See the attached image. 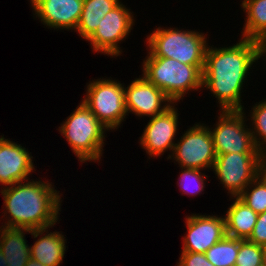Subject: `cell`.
I'll return each mask as SVG.
<instances>
[{"mask_svg":"<svg viewBox=\"0 0 266 266\" xmlns=\"http://www.w3.org/2000/svg\"><path fill=\"white\" fill-rule=\"evenodd\" d=\"M258 63L257 41L240 38L227 47L208 46L202 73V88L209 90L221 111L245 110L242 92L253 64Z\"/></svg>","mask_w":266,"mask_h":266,"instance_id":"obj_1","label":"cell"},{"mask_svg":"<svg viewBox=\"0 0 266 266\" xmlns=\"http://www.w3.org/2000/svg\"><path fill=\"white\" fill-rule=\"evenodd\" d=\"M41 179H28L0 190L4 201L1 219L5 218L2 226L34 230L53 228L60 221L62 192L48 179Z\"/></svg>","mask_w":266,"mask_h":266,"instance_id":"obj_2","label":"cell"},{"mask_svg":"<svg viewBox=\"0 0 266 266\" xmlns=\"http://www.w3.org/2000/svg\"><path fill=\"white\" fill-rule=\"evenodd\" d=\"M166 28L159 26L147 35L146 57L172 58L187 65H194L203 73L209 46L206 33L204 35L195 29Z\"/></svg>","mask_w":266,"mask_h":266,"instance_id":"obj_3","label":"cell"},{"mask_svg":"<svg viewBox=\"0 0 266 266\" xmlns=\"http://www.w3.org/2000/svg\"><path fill=\"white\" fill-rule=\"evenodd\" d=\"M57 129L67 140L72 152L80 163L100 162L105 145V131H109L95 117L91 110L80 102L75 110Z\"/></svg>","mask_w":266,"mask_h":266,"instance_id":"obj_4","label":"cell"},{"mask_svg":"<svg viewBox=\"0 0 266 266\" xmlns=\"http://www.w3.org/2000/svg\"><path fill=\"white\" fill-rule=\"evenodd\" d=\"M142 75L173 102H180L189 91L202 89V72L172 58L145 57ZM201 88V89H200Z\"/></svg>","mask_w":266,"mask_h":266,"instance_id":"obj_5","label":"cell"},{"mask_svg":"<svg viewBox=\"0 0 266 266\" xmlns=\"http://www.w3.org/2000/svg\"><path fill=\"white\" fill-rule=\"evenodd\" d=\"M118 81V82H117ZM82 102L95 117L108 129L115 131L127 118L124 83L116 79L97 78L90 80Z\"/></svg>","mask_w":266,"mask_h":266,"instance_id":"obj_6","label":"cell"},{"mask_svg":"<svg viewBox=\"0 0 266 266\" xmlns=\"http://www.w3.org/2000/svg\"><path fill=\"white\" fill-rule=\"evenodd\" d=\"M218 115V121L213 124V127L208 125L217 155L261 153L254 144L250 126L248 128L246 123L248 120H246L244 110L220 111Z\"/></svg>","mask_w":266,"mask_h":266,"instance_id":"obj_7","label":"cell"},{"mask_svg":"<svg viewBox=\"0 0 266 266\" xmlns=\"http://www.w3.org/2000/svg\"><path fill=\"white\" fill-rule=\"evenodd\" d=\"M215 147L208 125L195 122L177 139L168 158L177 162L180 168L212 170L216 159Z\"/></svg>","mask_w":266,"mask_h":266,"instance_id":"obj_8","label":"cell"},{"mask_svg":"<svg viewBox=\"0 0 266 266\" xmlns=\"http://www.w3.org/2000/svg\"><path fill=\"white\" fill-rule=\"evenodd\" d=\"M134 13L120 2L99 22L98 28L86 40L92 52L101 53L111 58L121 56L120 44L129 36L135 25Z\"/></svg>","mask_w":266,"mask_h":266,"instance_id":"obj_9","label":"cell"},{"mask_svg":"<svg viewBox=\"0 0 266 266\" xmlns=\"http://www.w3.org/2000/svg\"><path fill=\"white\" fill-rule=\"evenodd\" d=\"M260 157L261 153L219 154L212 171L228 195L238 197L260 174Z\"/></svg>","mask_w":266,"mask_h":266,"instance_id":"obj_10","label":"cell"},{"mask_svg":"<svg viewBox=\"0 0 266 266\" xmlns=\"http://www.w3.org/2000/svg\"><path fill=\"white\" fill-rule=\"evenodd\" d=\"M173 103L163 113L158 114L154 117L149 118V122L145 126L142 135L139 137V145L146 151L148 158H156L163 155L166 151H170L168 154L171 156L174 145L177 140L176 134L178 132L179 113L178 109Z\"/></svg>","mask_w":266,"mask_h":266,"instance_id":"obj_11","label":"cell"},{"mask_svg":"<svg viewBox=\"0 0 266 266\" xmlns=\"http://www.w3.org/2000/svg\"><path fill=\"white\" fill-rule=\"evenodd\" d=\"M185 226L187 233L182 238L181 251L205 253L227 235L224 215L192 213L185 216Z\"/></svg>","mask_w":266,"mask_h":266,"instance_id":"obj_12","label":"cell"},{"mask_svg":"<svg viewBox=\"0 0 266 266\" xmlns=\"http://www.w3.org/2000/svg\"><path fill=\"white\" fill-rule=\"evenodd\" d=\"M125 106L127 114H134L136 117H154L163 113L173 102L165 93L150 83L143 75L135 78L126 87Z\"/></svg>","mask_w":266,"mask_h":266,"instance_id":"obj_13","label":"cell"},{"mask_svg":"<svg viewBox=\"0 0 266 266\" xmlns=\"http://www.w3.org/2000/svg\"><path fill=\"white\" fill-rule=\"evenodd\" d=\"M84 0H32L33 15L48 29L76 31Z\"/></svg>","mask_w":266,"mask_h":266,"instance_id":"obj_14","label":"cell"},{"mask_svg":"<svg viewBox=\"0 0 266 266\" xmlns=\"http://www.w3.org/2000/svg\"><path fill=\"white\" fill-rule=\"evenodd\" d=\"M33 158L28 149L1 135L0 189L30 179L31 173L36 171Z\"/></svg>","mask_w":266,"mask_h":266,"instance_id":"obj_15","label":"cell"},{"mask_svg":"<svg viewBox=\"0 0 266 266\" xmlns=\"http://www.w3.org/2000/svg\"><path fill=\"white\" fill-rule=\"evenodd\" d=\"M50 228L31 230L32 238L39 239L34 245H30V256L45 266H60L64 260L67 239L61 231L55 230L49 233Z\"/></svg>","mask_w":266,"mask_h":266,"instance_id":"obj_16","label":"cell"},{"mask_svg":"<svg viewBox=\"0 0 266 266\" xmlns=\"http://www.w3.org/2000/svg\"><path fill=\"white\" fill-rule=\"evenodd\" d=\"M27 233L31 234V230L0 226V249L8 266H25L31 258L30 246L25 239Z\"/></svg>","mask_w":266,"mask_h":266,"instance_id":"obj_17","label":"cell"},{"mask_svg":"<svg viewBox=\"0 0 266 266\" xmlns=\"http://www.w3.org/2000/svg\"><path fill=\"white\" fill-rule=\"evenodd\" d=\"M233 203L226 211L225 226L227 236L248 239L256 224L258 214L255 213L238 197H229Z\"/></svg>","mask_w":266,"mask_h":266,"instance_id":"obj_18","label":"cell"},{"mask_svg":"<svg viewBox=\"0 0 266 266\" xmlns=\"http://www.w3.org/2000/svg\"><path fill=\"white\" fill-rule=\"evenodd\" d=\"M120 0H84L83 10L76 31L78 35L87 40L98 28L104 16L116 7Z\"/></svg>","mask_w":266,"mask_h":266,"instance_id":"obj_19","label":"cell"},{"mask_svg":"<svg viewBox=\"0 0 266 266\" xmlns=\"http://www.w3.org/2000/svg\"><path fill=\"white\" fill-rule=\"evenodd\" d=\"M240 6L246 13L240 37L255 41L266 38V0H243Z\"/></svg>","mask_w":266,"mask_h":266,"instance_id":"obj_20","label":"cell"},{"mask_svg":"<svg viewBox=\"0 0 266 266\" xmlns=\"http://www.w3.org/2000/svg\"><path fill=\"white\" fill-rule=\"evenodd\" d=\"M239 251V239L225 236L206 252V258L214 266H235Z\"/></svg>","mask_w":266,"mask_h":266,"instance_id":"obj_21","label":"cell"},{"mask_svg":"<svg viewBox=\"0 0 266 266\" xmlns=\"http://www.w3.org/2000/svg\"><path fill=\"white\" fill-rule=\"evenodd\" d=\"M255 213L266 211V178L260 173L238 196Z\"/></svg>","mask_w":266,"mask_h":266,"instance_id":"obj_22","label":"cell"},{"mask_svg":"<svg viewBox=\"0 0 266 266\" xmlns=\"http://www.w3.org/2000/svg\"><path fill=\"white\" fill-rule=\"evenodd\" d=\"M248 116L254 144L260 152L266 151V99L254 103ZM252 125V126H251Z\"/></svg>","mask_w":266,"mask_h":266,"instance_id":"obj_23","label":"cell"},{"mask_svg":"<svg viewBox=\"0 0 266 266\" xmlns=\"http://www.w3.org/2000/svg\"><path fill=\"white\" fill-rule=\"evenodd\" d=\"M181 169V174L179 172V177L177 181V186L180 187L182 195L198 196L204 191L205 180L210 177L205 175L203 170L190 169V168H179Z\"/></svg>","mask_w":266,"mask_h":266,"instance_id":"obj_24","label":"cell"},{"mask_svg":"<svg viewBox=\"0 0 266 266\" xmlns=\"http://www.w3.org/2000/svg\"><path fill=\"white\" fill-rule=\"evenodd\" d=\"M235 266H262L261 246L247 239H239V251Z\"/></svg>","mask_w":266,"mask_h":266,"instance_id":"obj_25","label":"cell"},{"mask_svg":"<svg viewBox=\"0 0 266 266\" xmlns=\"http://www.w3.org/2000/svg\"><path fill=\"white\" fill-rule=\"evenodd\" d=\"M177 266H214L205 253L181 251Z\"/></svg>","mask_w":266,"mask_h":266,"instance_id":"obj_26","label":"cell"},{"mask_svg":"<svg viewBox=\"0 0 266 266\" xmlns=\"http://www.w3.org/2000/svg\"><path fill=\"white\" fill-rule=\"evenodd\" d=\"M247 240L260 246L266 244V211L258 214L252 234Z\"/></svg>","mask_w":266,"mask_h":266,"instance_id":"obj_27","label":"cell"},{"mask_svg":"<svg viewBox=\"0 0 266 266\" xmlns=\"http://www.w3.org/2000/svg\"><path fill=\"white\" fill-rule=\"evenodd\" d=\"M257 56L258 60L265 56L263 60L266 61V38L257 41Z\"/></svg>","mask_w":266,"mask_h":266,"instance_id":"obj_28","label":"cell"},{"mask_svg":"<svg viewBox=\"0 0 266 266\" xmlns=\"http://www.w3.org/2000/svg\"><path fill=\"white\" fill-rule=\"evenodd\" d=\"M260 173L266 178V151L261 152Z\"/></svg>","mask_w":266,"mask_h":266,"instance_id":"obj_29","label":"cell"},{"mask_svg":"<svg viewBox=\"0 0 266 266\" xmlns=\"http://www.w3.org/2000/svg\"><path fill=\"white\" fill-rule=\"evenodd\" d=\"M25 266H45L42 263L30 258L27 263L25 264Z\"/></svg>","mask_w":266,"mask_h":266,"instance_id":"obj_30","label":"cell"},{"mask_svg":"<svg viewBox=\"0 0 266 266\" xmlns=\"http://www.w3.org/2000/svg\"><path fill=\"white\" fill-rule=\"evenodd\" d=\"M262 249V266H266V244L261 246Z\"/></svg>","mask_w":266,"mask_h":266,"instance_id":"obj_31","label":"cell"},{"mask_svg":"<svg viewBox=\"0 0 266 266\" xmlns=\"http://www.w3.org/2000/svg\"><path fill=\"white\" fill-rule=\"evenodd\" d=\"M6 260L7 259L4 257L3 252L0 249V266H8Z\"/></svg>","mask_w":266,"mask_h":266,"instance_id":"obj_32","label":"cell"}]
</instances>
